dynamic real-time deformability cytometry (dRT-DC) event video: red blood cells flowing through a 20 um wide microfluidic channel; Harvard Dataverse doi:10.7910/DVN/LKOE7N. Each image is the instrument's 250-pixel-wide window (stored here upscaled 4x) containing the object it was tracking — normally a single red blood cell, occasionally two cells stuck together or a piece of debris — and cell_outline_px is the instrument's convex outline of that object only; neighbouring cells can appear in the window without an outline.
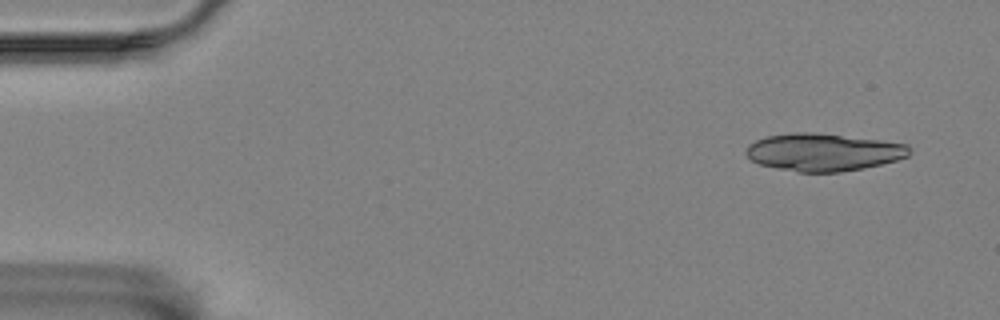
{"species": "Egyptian fruit bat (a non-hibernating species)", "species_latin": "Rousettus aegyptiacus", "temperature_condition": "room temperature", "stored_images_in_passage": 52, "camera_frame_rate_fps": 3000, "um_per_image_px": 0.085, "animal": {"sex": "female"}, "frame": {"image": 1, "passage_image": 1, "time_ms": 0.0, "image_size_px": [1000, 320], "cell_outline_px": [[912, 152], [908, 156], [896, 160], [864, 168], [840, 172], [796, 172], [776, 168], [760, 164], [752, 160], [744, 152], [748, 144], [756, 140], [768, 136], [792, 132], [812, 132], [880, 140], [908, 144], [912, 148]], "centroid_in_image_um": [69.99, 12.93], "position_along_channel_um": 15.0, "area_um2": 35.84}}
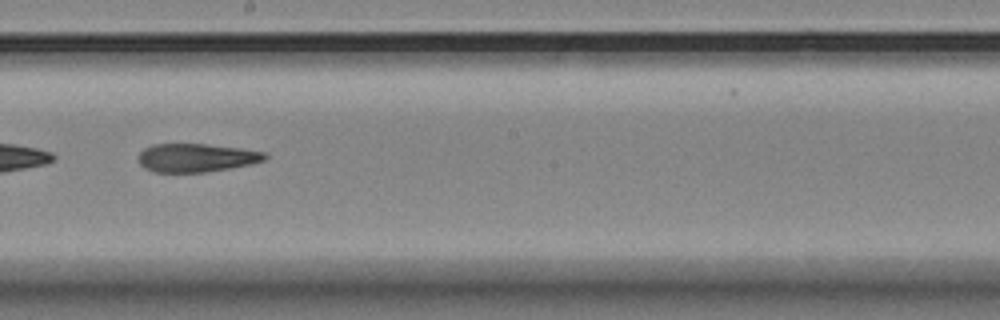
{"frame": {"image": 2, "passage_image": 29, "time_ms": 9.333, "image_size_px": [1000, 320], "cell_outline_px": [[268, 156], [264, 160], [252, 164], [204, 172], [156, 172], [144, 168], [140, 164], [140, 152], [144, 148], [152, 144], [204, 144], [240, 148], [268, 152]], "centroid_in_image_um": [16.71, 13.4], "position_along_channel_um": 231.5, "area_um2": 20.87}}
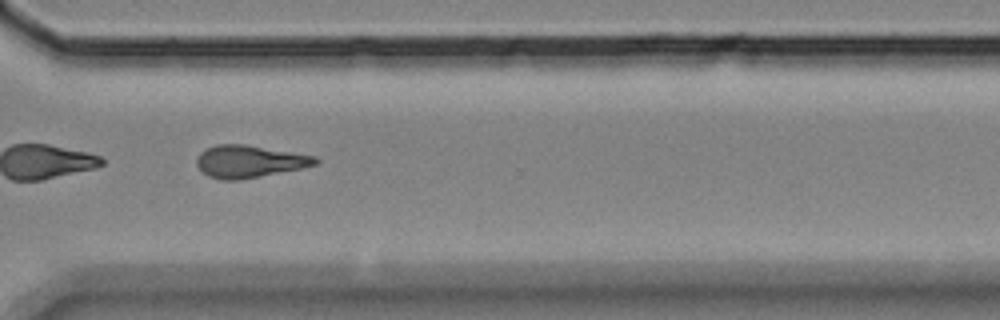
{"frame": {"image": 3, "passage_image": 39, "time_ms": 12.667, "image_size_px": [1000, 320], "cell_outline_px": [[320, 160], [316, 164], [304, 168], [240, 180], [220, 180], [208, 176], [196, 164], [196, 160], [200, 152], [216, 144], [244, 144], [316, 156]], "centroid_in_image_um": [21.21, 13.73], "position_along_channel_um": 349.4, "area_um2": 22.37}, "authors_computed_cell_mechanics": {"area_um2": 22.0507, "velocity_mm_per_s": 3.5417, "shape_relaxation_time_tau1_ms": null, "shape_relaxation_time_tau2_ms": 6.0556, "deformation_change_tau1": null, "deformation_change_tau2": 0.1718}}